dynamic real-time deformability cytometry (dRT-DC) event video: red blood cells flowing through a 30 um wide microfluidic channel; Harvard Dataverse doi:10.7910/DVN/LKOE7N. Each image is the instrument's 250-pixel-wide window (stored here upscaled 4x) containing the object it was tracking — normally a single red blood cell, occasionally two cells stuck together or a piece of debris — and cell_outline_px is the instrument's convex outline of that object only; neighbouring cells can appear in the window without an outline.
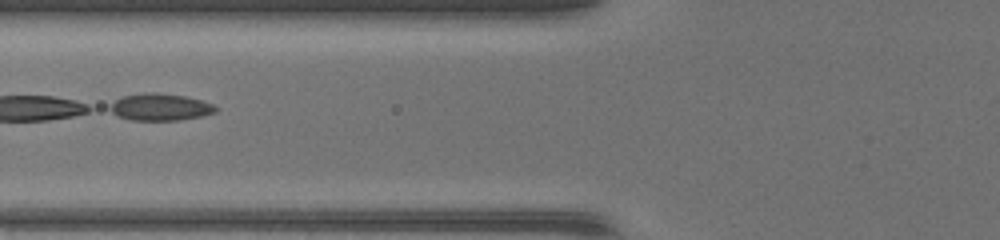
{"species": "common noctule bat (a hibernating species)", "species_latin": "Nyctalus noctula", "temperature_condition": "warm", "stored_images_in_passage": 49, "segment_of_instrument_passage": [2, 2], "camera_frame_rate_fps": 3000, "um_per_image_px": 0.085, "animal": {"sex": "female", "body_mass_g": 17.0, "forearm_length_mm": 48.0}, "frame": {"image": 1, "passage_image": 21, "time_ms": 6.667, "image_size_px": [1000, 240], "cell_outline_px": [[216, 112], [200, 116], [180, 120], [128, 120], [116, 116], [104, 108], [116, 100], [124, 96], [184, 96], [200, 100], [212, 104], [216, 108]], "centroid_in_image_um": [13.55, 9.18], "position_along_channel_um": 112.2, "area_um2": 15.72}}
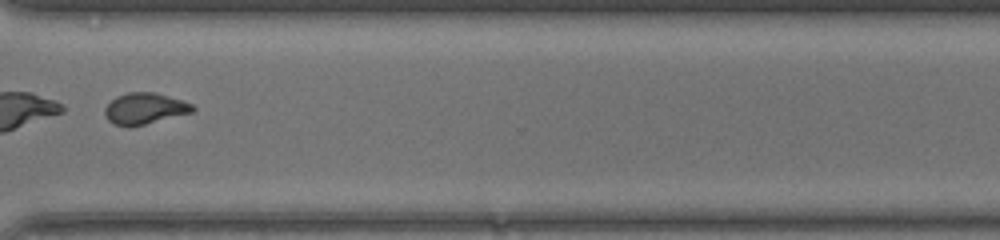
{"frame": {"image": 2, "passage_image": 38, "time_ms": 12.333, "image_size_px": [1000, 240], "cell_outline_px": [[196, 108], [192, 112], [128, 128], [112, 124], [108, 120], [104, 112], [104, 108], [116, 96], [128, 92], [156, 92], [192, 104]], "centroid_in_image_um": [12.25, 9.23], "position_along_channel_um": 358.3, "area_um2": 15.95}}